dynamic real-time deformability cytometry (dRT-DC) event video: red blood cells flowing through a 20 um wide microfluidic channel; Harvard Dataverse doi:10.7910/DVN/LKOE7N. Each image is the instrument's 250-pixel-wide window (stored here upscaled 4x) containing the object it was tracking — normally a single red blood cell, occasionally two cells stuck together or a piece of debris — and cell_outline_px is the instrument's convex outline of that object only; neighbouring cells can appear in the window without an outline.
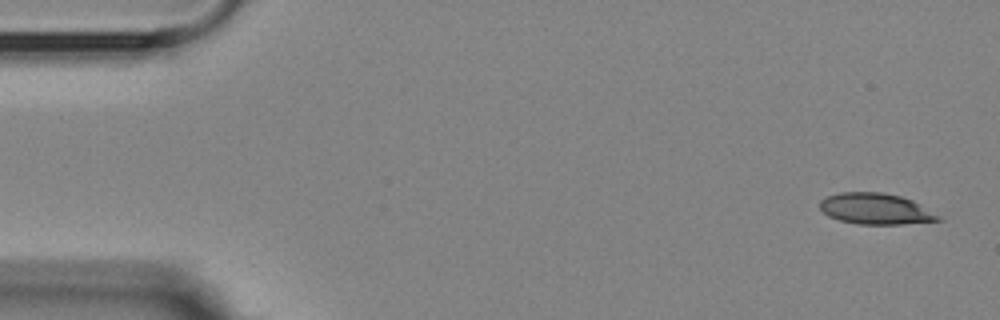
{"species": "Egyptian fruit bat (a non-hibernating species)", "species_latin": "Rousettus aegyptiacus", "temperature_condition": "room temperature", "stored_images_in_passage": 6, "camera_frame_rate_fps": 3000, "um_per_image_px": 0.085, "animal": {"sex": "female"}, "frame": {"image": 1, "passage_image": 1, "time_ms": 0.0, "image_size_px": [1000, 320], "cell_outline_px": [[944, 220], [904, 224], [860, 224], [840, 220], [828, 216], [820, 208], [820, 200], [828, 196], [840, 192], [884, 192], [900, 196], [912, 200], [940, 216]], "centroid_in_image_um": [74.44, 17.75], "position_along_channel_um": 10.6, "area_um2": 21.33}}